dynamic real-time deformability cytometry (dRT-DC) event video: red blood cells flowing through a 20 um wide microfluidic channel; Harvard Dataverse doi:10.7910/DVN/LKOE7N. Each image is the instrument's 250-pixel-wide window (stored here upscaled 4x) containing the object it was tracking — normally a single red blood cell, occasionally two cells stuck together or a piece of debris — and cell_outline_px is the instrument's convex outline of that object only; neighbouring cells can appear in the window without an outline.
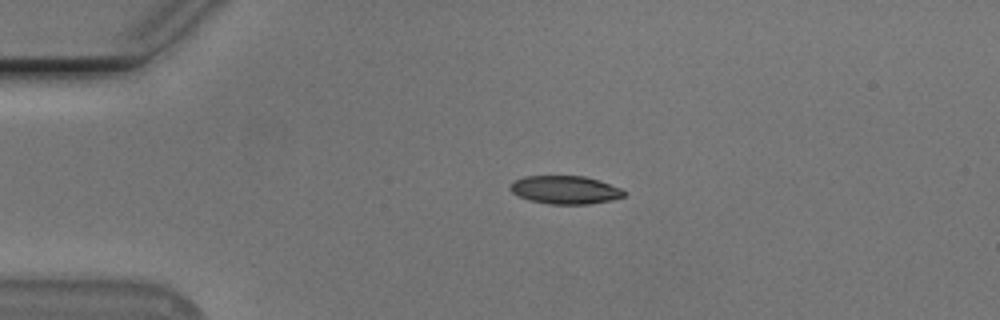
{"species": "Egyptian fruit bat (a non-hibernating species)", "species_latin": "Rousettus aegyptiacus", "temperature_condition": "cold", "stored_images_in_passage": 43, "camera_frame_rate_fps": 3000, "um_per_image_px": 0.085, "animal": {"sex": "male"}, "frame": {"image": 1, "passage_image": 1, "time_ms": 0.0, "image_size_px": [1000, 320], "cell_outline_px": [[624, 196], [612, 200], [588, 204], [548, 204], [528, 200], [512, 192], [508, 188], [512, 180], [524, 176], [584, 176], [600, 180], [620, 188], [624, 192]], "centroid_in_image_um": [47.99, 16.13], "position_along_channel_um": 37.0, "area_um2": 18.79}}
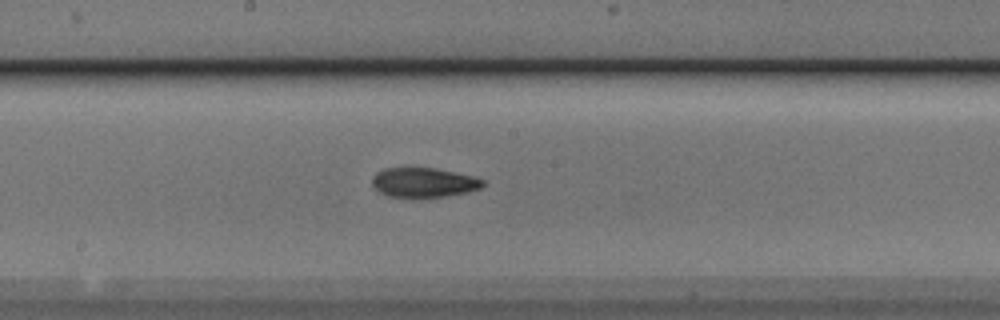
{"frame": {"image": 2, "passage_image": 18, "time_ms": 5.667, "image_size_px": [1000, 320], "cell_outline_px": [[484, 184], [480, 188], [468, 192], [448, 196], [420, 200], [388, 196], [380, 192], [372, 184], [372, 176], [376, 172], [384, 168], [436, 168], [476, 176], [484, 180]], "centroid_in_image_um": [36.02, 15.54], "position_along_channel_um": 212.2, "area_um2": 19.83}}
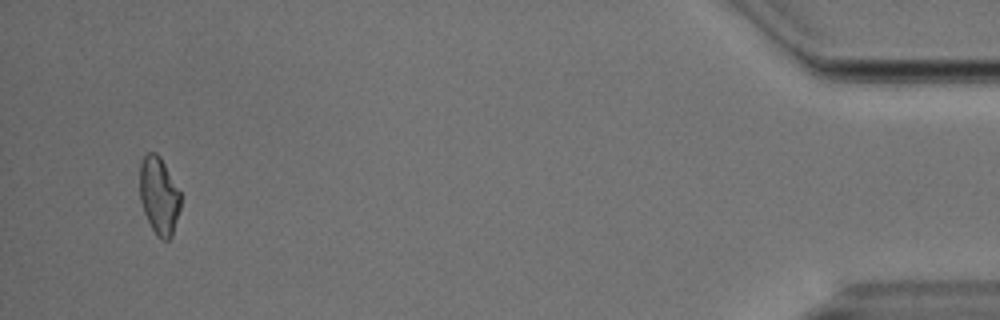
{"frame": {"image": 3, "passage_image": 41, "time_ms": 13.333, "image_size_px": [1000, 320], "cell_outline_px": [[180, 208], [172, 236], [168, 240], [160, 240], [156, 236], [144, 212], [140, 200], [140, 164], [144, 156], [148, 152], [156, 152], [160, 156], [180, 192]], "centroid_in_image_um": [13.51, 16.65], "position_along_channel_um": 421.7, "area_um2": 18.38}, "authors_computed_cell_mechanics": {"area_um2": 19.0162, "velocity_mm_per_s": 3.7665, "shape_relaxation_time_tau1_ms": 5.571, "shape_relaxation_time_tau2_ms": 3.9446, "deformation_change_tau1": 0.17, "deformation_change_tau2": 0.1061}}